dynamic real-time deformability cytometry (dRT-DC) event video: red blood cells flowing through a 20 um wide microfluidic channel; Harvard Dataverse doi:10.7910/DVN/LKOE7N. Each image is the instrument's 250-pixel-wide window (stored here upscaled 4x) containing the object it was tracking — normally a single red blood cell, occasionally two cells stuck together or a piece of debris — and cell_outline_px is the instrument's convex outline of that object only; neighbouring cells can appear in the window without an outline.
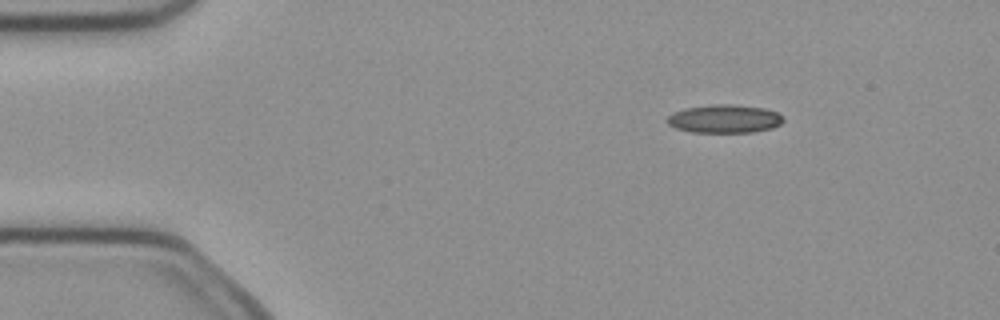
{"species": "common noctule bat (a hibernating species)", "species_latin": "Nyctalus noctula", "temperature_condition": "cold", "stored_images_in_passage": 3, "camera_frame_rate_fps": 3000, "um_per_image_px": 0.085, "animal": {"sex": "female", "body_mass_g": 21.9}, "frame": {"image": 1, "passage_image": 2, "time_ms": 0.333, "image_size_px": [1000, 320], "cell_outline_px": [[784, 120], [780, 124], [772, 128], [752, 132], [692, 132], [676, 128], [668, 124], [668, 116], [672, 112], [684, 108], [716, 104], [728, 104], [764, 108], [776, 112], [784, 116]], "centroid_in_image_um": [61.59, 10.1], "position_along_channel_um": 23.4, "area_um2": 19.07}}